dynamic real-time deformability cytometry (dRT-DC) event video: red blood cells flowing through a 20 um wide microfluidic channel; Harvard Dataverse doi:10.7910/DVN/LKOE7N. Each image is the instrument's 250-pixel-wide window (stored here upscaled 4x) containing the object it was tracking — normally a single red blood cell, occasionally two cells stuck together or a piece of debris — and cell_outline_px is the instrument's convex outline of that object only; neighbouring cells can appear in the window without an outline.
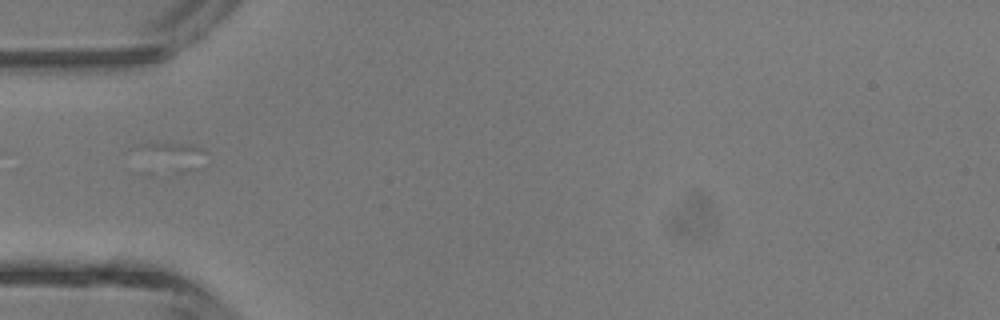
{"species": "common noctule bat (a hibernating species)", "species_latin": "Nyctalus noctula", "temperature_condition": "room temperature", "stored_images_in_passage": 5, "segment_of_instrument_passage": [2, 2], "camera_frame_rate_fps": 3000, "um_per_image_px": 0.085, "animal": {"sex": "male", "body_mass_g": 13.3}, "frame": {"image": 1, "passage_image": 5, "time_ms": 4.667, "image_size_px": [1000, 320], "cell_outline_px": [[204, 168], [172, 176], [128, 148], [136, 144], [192, 144], [200, 148], [204, 152]], "centroid_in_image_um": [14.63, 13.34], "position_along_channel_um": 70.4, "area_um2": 11.79}}